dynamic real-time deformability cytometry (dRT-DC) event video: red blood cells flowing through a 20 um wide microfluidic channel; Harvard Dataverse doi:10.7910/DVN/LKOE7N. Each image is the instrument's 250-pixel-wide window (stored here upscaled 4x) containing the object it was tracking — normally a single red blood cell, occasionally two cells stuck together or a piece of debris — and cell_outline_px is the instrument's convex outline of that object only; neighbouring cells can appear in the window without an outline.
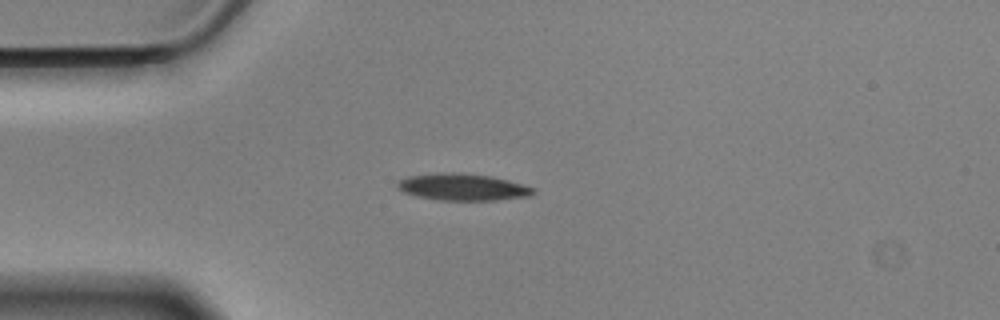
{"species": "Egyptian fruit bat (a non-hibernating species)", "species_latin": "Rousettus aegyptiacus", "temperature_condition": "cold", "stored_images_in_passage": 43, "camera_frame_rate_fps": 3000, "um_per_image_px": 0.085, "animal": {"sex": "male"}, "frame": {"image": 1, "passage_image": 1, "time_ms": 0.0, "image_size_px": [1000, 320], "cell_outline_px": [[536, 192], [528, 196], [496, 200], [440, 200], [420, 196], [404, 192], [396, 188], [396, 184], [400, 180], [408, 176], [452, 172], [488, 176], [508, 180], [532, 188]], "centroid_in_image_um": [39.3, 15.91], "position_along_channel_um": 45.7, "area_um2": 20.69}}
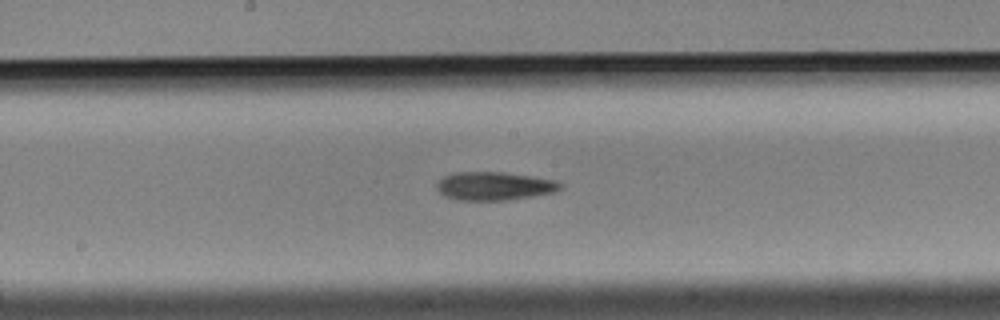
{"frame": {"image": 2, "passage_image": 16, "time_ms": 5.0, "image_size_px": [1000, 320], "cell_outline_px": [[564, 188], [552, 192], [532, 196], [504, 200], [456, 200], [444, 196], [436, 188], [436, 184], [444, 176], [452, 172], [500, 172], [532, 176], [556, 180]], "centroid_in_image_um": [41.98, 15.81], "position_along_channel_um": 206.2, "area_um2": 20.35}}
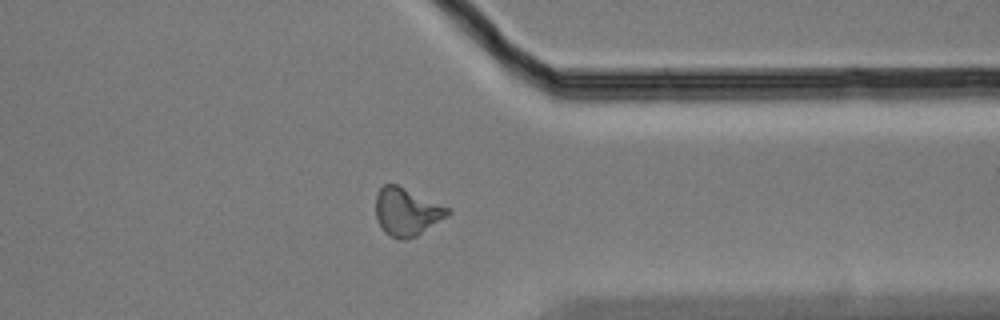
{"frame": {"image": 3, "passage_image": 31, "time_ms": 10.0, "image_size_px": [1000, 320], "cell_outline_px": [[452, 212], [448, 216], [416, 236], [408, 240], [396, 240], [384, 232], [376, 216], [376, 196], [380, 188], [384, 184], [396, 184], [452, 208]], "centroid_in_image_um": [34.6, 18.02], "position_along_channel_um": 376.8, "area_um2": 20.23}, "authors_computed_cell_mechanics": {"area_um2": 19.7676, "velocity_mm_per_s": 3.5136, "shape_relaxation_time_tau1_ms": 7.4439, "shape_relaxation_time_tau2_ms": 8.207, "deformation_change_tau1": 0.1453, "deformation_change_tau2": 0.1873}}